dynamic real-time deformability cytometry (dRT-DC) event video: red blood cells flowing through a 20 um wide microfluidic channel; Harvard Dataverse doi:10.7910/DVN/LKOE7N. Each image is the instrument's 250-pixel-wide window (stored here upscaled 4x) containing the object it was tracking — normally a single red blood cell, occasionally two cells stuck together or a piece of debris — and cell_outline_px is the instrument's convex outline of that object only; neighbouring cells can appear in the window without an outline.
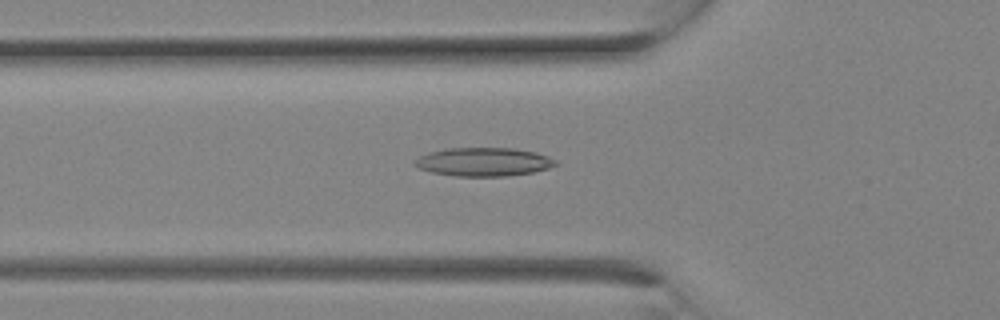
{"species": "Egyptian fruit bat (a non-hibernating species)", "species_latin": "Rousettus aegyptiacus", "temperature_condition": "room temperature", "stored_images_in_passage": 24, "camera_frame_rate_fps": 3000, "um_per_image_px": 0.085, "animal": {"sex": "female"}, "frame": {"image": 1, "passage_image": 9, "time_ms": 2.667, "image_size_px": [1000, 320], "cell_outline_px": [[560, 164], [548, 168], [532, 172], [508, 176], [456, 176], [432, 172], [420, 168], [412, 160], [428, 152], [448, 148], [516, 148], [536, 152], [548, 156], [556, 160]], "centroid_in_image_um": [41.14, 13.75], "position_along_channel_um": 84.7, "area_um2": 23.47}}
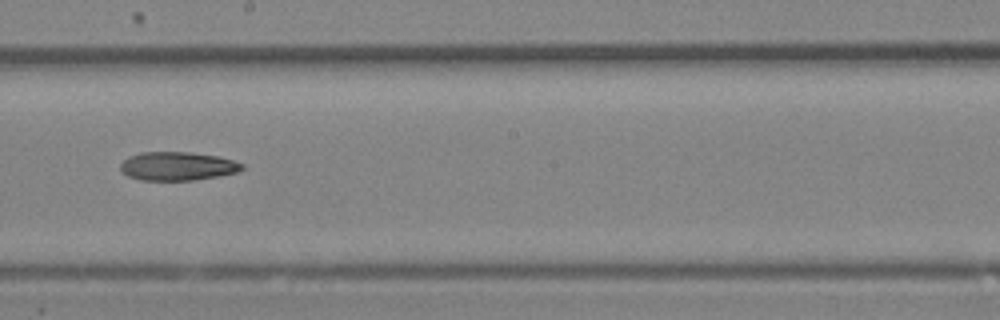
{"frame": {"image": 2, "passage_image": 15, "time_ms": 4.667, "image_size_px": [1000, 320], "cell_outline_px": [[244, 168], [236, 172], [216, 176], [192, 180], [140, 180], [128, 176], [120, 172], [120, 164], [128, 156], [140, 152], [192, 152], [216, 156], [232, 160], [244, 164]], "centroid_in_image_um": [15.03, 14.12], "position_along_channel_um": 233.2, "area_um2": 20.23}}
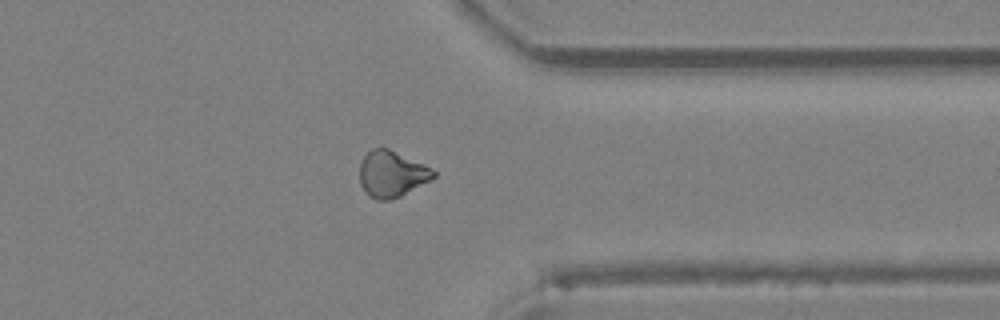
{"frame": {"image": 3, "passage_image": 21, "time_ms": 6.667, "image_size_px": [1000, 320], "cell_outline_px": [[436, 176], [432, 180], [400, 196], [388, 200], [376, 200], [368, 196], [364, 192], [360, 184], [360, 160], [372, 148], [388, 148], [424, 164], [432, 168], [436, 172]], "centroid_in_image_um": [33.29, 14.79], "position_along_channel_um": 378.1, "area_um2": 20.06}}